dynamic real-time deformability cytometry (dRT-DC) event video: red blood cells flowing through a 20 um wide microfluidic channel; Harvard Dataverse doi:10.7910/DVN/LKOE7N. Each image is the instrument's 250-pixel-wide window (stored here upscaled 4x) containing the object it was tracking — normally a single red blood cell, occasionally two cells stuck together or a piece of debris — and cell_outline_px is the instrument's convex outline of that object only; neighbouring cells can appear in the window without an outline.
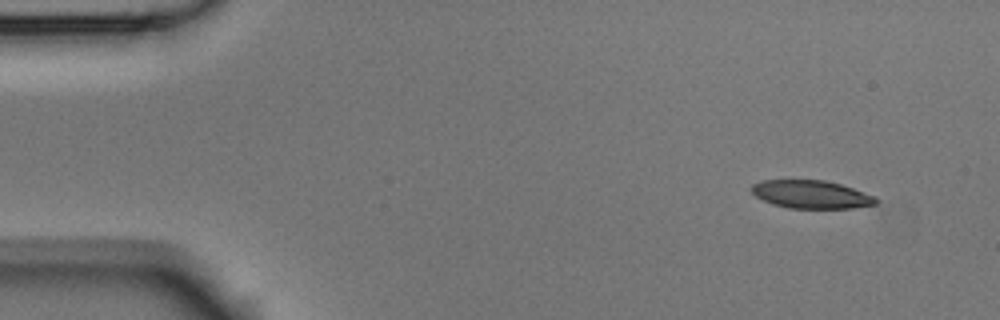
{"species": "Egyptian fruit bat (a non-hibernating species)", "species_latin": "Rousettus aegyptiacus", "temperature_condition": "room temperature", "stored_images_in_passage": 4, "camera_frame_rate_fps": 3000, "um_per_image_px": 0.085, "animal": {"sex": "male"}, "frame": {"image": 1, "passage_image": 1, "time_ms": 0.0, "image_size_px": [1000, 320], "cell_outline_px": [[880, 200], [876, 204], [852, 208], [788, 208], [772, 204], [756, 196], [752, 192], [752, 184], [760, 180], [824, 180], [840, 184], [876, 196]], "centroid_in_image_um": [68.97, 16.52], "position_along_channel_um": 16.0, "area_um2": 20.35}}
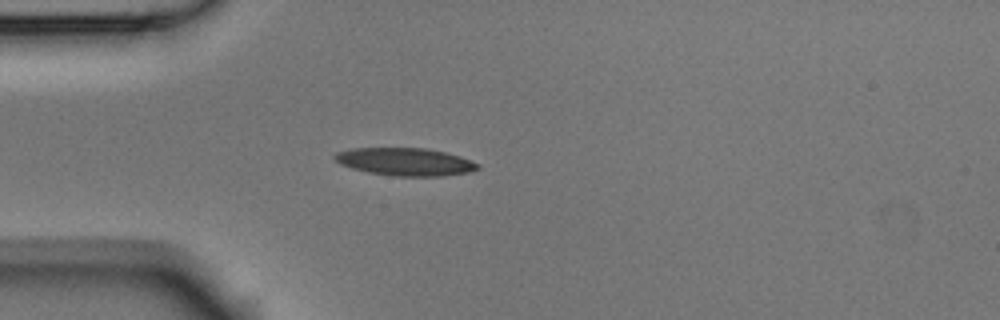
{"frame": {"image": 2, "passage_image": 4, "time_ms": 1.0, "image_size_px": [1000, 320], "cell_outline_px": [[480, 168], [472, 172], [444, 176], [392, 176], [368, 172], [352, 168], [340, 164], [332, 156], [336, 152], [352, 148], [428, 148], [460, 156], [480, 164]], "centroid_in_image_um": [34.46, 13.75], "position_along_channel_um": 50.5, "area_um2": 23.29}}